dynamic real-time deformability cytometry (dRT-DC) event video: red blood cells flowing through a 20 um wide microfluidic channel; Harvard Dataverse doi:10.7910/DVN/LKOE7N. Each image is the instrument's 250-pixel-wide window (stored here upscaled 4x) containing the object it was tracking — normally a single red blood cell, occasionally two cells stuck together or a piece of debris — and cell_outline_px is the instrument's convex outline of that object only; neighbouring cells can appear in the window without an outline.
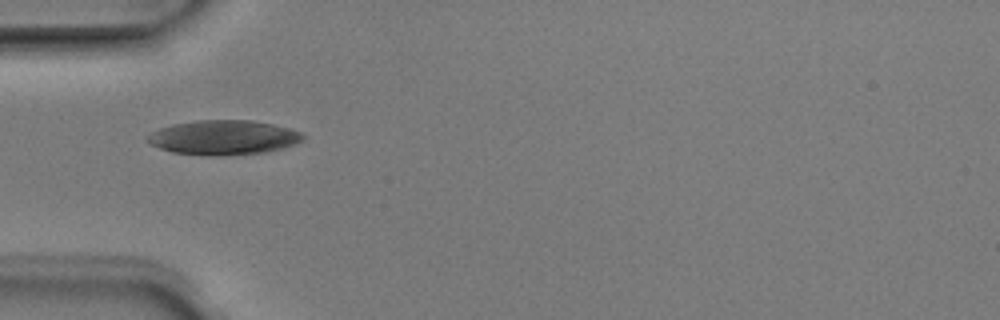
{"species": "Egyptian fruit bat (a non-hibernating species)", "species_latin": "Rousettus aegyptiacus", "temperature_condition": "room temperature", "stored_images_in_passage": 3, "camera_frame_rate_fps": 3000, "um_per_image_px": 0.085, "animal": {"sex": "male"}, "frame": {"image": 1, "passage_image": 1, "time_ms": 0.0, "image_size_px": [1000, 320], "cell_outline_px": [[304, 140], [296, 144], [284, 148], [264, 152], [224, 156], [208, 156], [172, 152], [148, 144], [144, 140], [144, 136], [160, 128], [172, 124], [200, 120], [252, 120], [272, 124], [288, 128], [300, 132], [304, 136]], "centroid_in_image_um": [18.96, 11.69], "position_along_channel_um": 66.0, "area_um2": 31.62}}
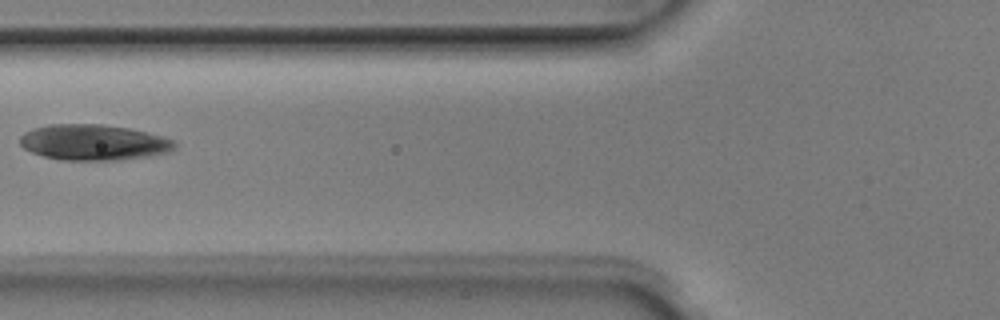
{"frame": {"image": 2, "passage_image": 2, "time_ms": 0.333, "image_size_px": [1000, 320], "cell_outline_px": [[176, 148], [168, 152], [144, 156], [116, 160], [60, 160], [44, 156], [32, 152], [24, 148], [20, 144], [20, 136], [24, 132], [32, 128], [48, 124], [104, 124], [128, 128], [176, 140]], "centroid_in_image_um": [7.92, 12.09], "position_along_channel_um": 117.9, "area_um2": 32.14}}
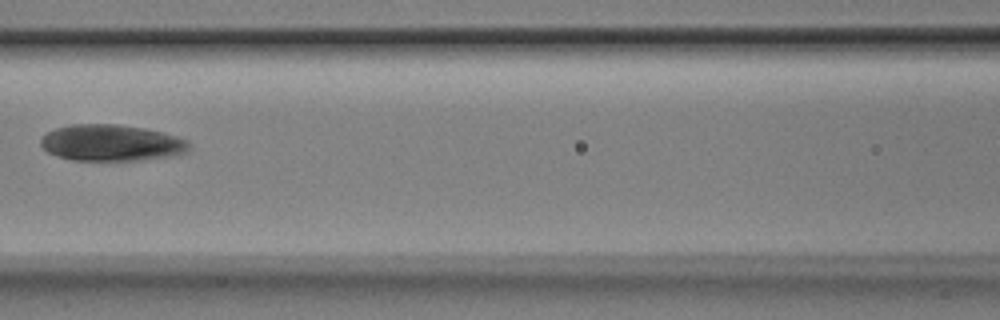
{"frame": {"image": 3, "passage_image": 3, "time_ms": 0.667, "image_size_px": [1000, 320], "cell_outline_px": [[192, 148], [188, 152], [172, 156], [140, 160], [68, 160], [56, 156], [48, 152], [40, 144], [40, 140], [48, 132], [56, 128], [68, 124], [120, 124], [144, 128], [176, 136], [188, 140]], "centroid_in_image_um": [9.49, 12.14], "position_along_channel_um": 157.1, "area_um2": 31.67}}